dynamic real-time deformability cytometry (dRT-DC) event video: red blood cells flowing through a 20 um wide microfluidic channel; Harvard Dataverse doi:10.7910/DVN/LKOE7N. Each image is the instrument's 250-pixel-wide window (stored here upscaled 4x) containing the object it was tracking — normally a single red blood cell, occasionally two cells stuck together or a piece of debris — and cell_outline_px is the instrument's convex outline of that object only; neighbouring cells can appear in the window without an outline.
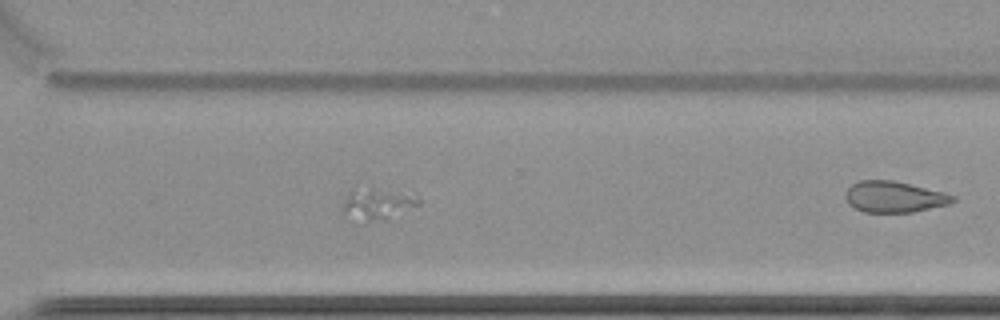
{"species": "common noctule bat (a hibernating species)", "species_latin": "Nyctalus noctula", "temperature_condition": "cold", "stored_images_in_passage": 20, "segment_of_instrument_passage": [2, 2], "camera_frame_rate_fps": 3000, "um_per_image_px": 0.085, "animal": {"sex": "female", "body_mass_g": 22.7, "forearm_length_mm": 54.2}, "frame": {"image": 1, "passage_image": 20, "time_ms": 6.333, "image_size_px": [1000, 320], "cell_outline_px": [[956, 200], [952, 204], [912, 212], [864, 212], [848, 204], [844, 196], [844, 192], [852, 184], [860, 180], [892, 180], [944, 192], [956, 196]], "centroid_in_image_um": [76.02, 16.73], "position_along_channel_um": 294.6, "area_um2": 19.59}}